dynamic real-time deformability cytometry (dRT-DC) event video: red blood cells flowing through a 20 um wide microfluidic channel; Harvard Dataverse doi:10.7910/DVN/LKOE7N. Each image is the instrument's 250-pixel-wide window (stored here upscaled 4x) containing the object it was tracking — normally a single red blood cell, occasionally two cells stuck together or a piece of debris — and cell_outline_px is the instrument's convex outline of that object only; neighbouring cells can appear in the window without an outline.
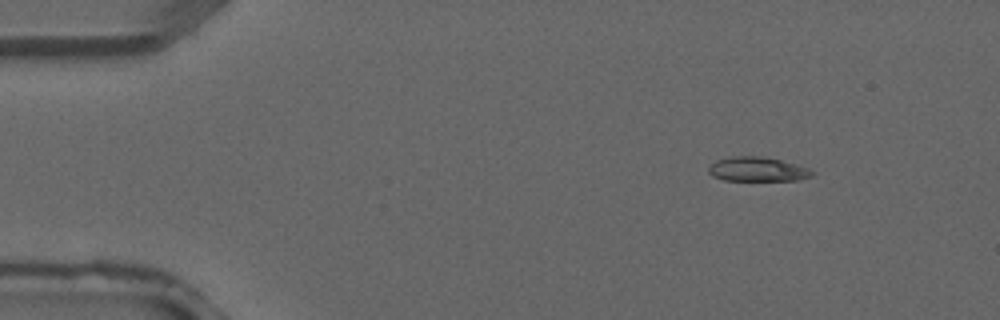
{"species": "common noctule bat (a hibernating species)", "species_latin": "Nyctalus noctula", "temperature_condition": "warm", "stored_images_in_passage": 3, "camera_frame_rate_fps": 3000, "um_per_image_px": 0.085, "animal": {"sex": "male", "forearm_length_mm": 52.5}, "frame": {"image": 1, "passage_image": 1, "time_ms": 0.0, "image_size_px": [1000, 320], "cell_outline_px": [[812, 176], [796, 180], [724, 180], [712, 176], [708, 172], [708, 168], [716, 160], [732, 156], [764, 156], [780, 160], [808, 168], [812, 172]], "centroid_in_image_um": [64.33, 14.38], "position_along_channel_um": 20.7, "area_um2": 14.51}}
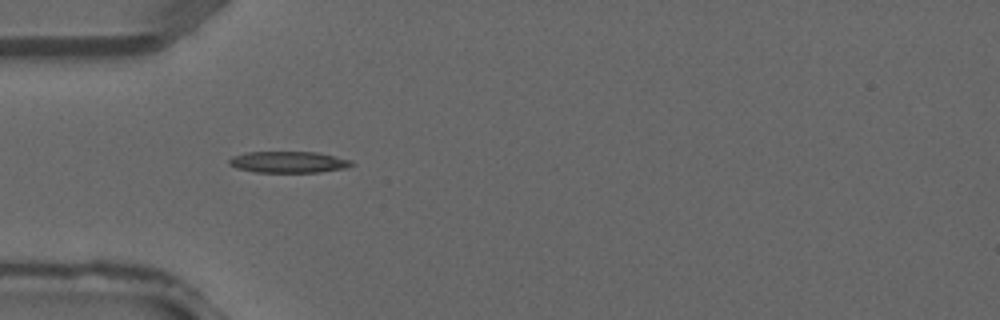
{"frame": {"image": 2, "passage_image": 3, "time_ms": 0.667, "image_size_px": [1000, 320], "cell_outline_px": [[356, 164], [344, 168], [320, 172], [256, 172], [236, 168], [228, 164], [228, 160], [232, 156], [244, 152], [316, 152], [352, 160]], "centroid_in_image_um": [24.5, 13.77], "position_along_channel_um": 60.5, "area_um2": 15.32}}